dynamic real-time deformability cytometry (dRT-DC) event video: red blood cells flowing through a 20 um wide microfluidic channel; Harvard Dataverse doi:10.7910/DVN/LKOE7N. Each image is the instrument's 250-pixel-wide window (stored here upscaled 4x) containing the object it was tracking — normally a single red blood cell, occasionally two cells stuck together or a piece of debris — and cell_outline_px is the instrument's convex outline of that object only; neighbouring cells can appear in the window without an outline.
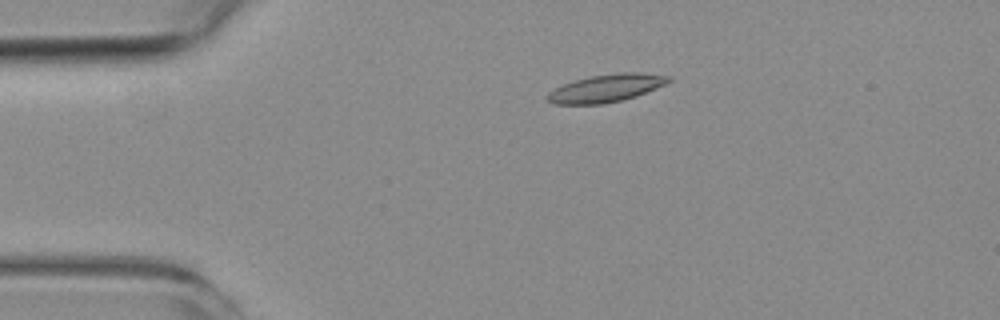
{"species": "common noctule bat (a hibernating species)", "species_latin": "Nyctalus noctula", "temperature_condition": "room temperature", "stored_images_in_passage": 2, "camera_frame_rate_fps": 3000, "um_per_image_px": 0.085, "animal": {"sex": "female", "body_mass_g": 19.3, "forearm_length_mm": 54.1}, "frame": {"image": 1, "passage_image": 2, "time_ms": 2.333, "image_size_px": [1000, 320], "cell_outline_px": [[672, 80], [656, 88], [636, 96], [604, 104], [552, 104], [544, 100], [544, 96], [548, 92], [572, 80], [588, 76], [620, 72], [644, 72], [672, 76]], "centroid_in_image_um": [51.49, 7.48], "position_along_channel_um": 33.5, "area_um2": 19.88}}